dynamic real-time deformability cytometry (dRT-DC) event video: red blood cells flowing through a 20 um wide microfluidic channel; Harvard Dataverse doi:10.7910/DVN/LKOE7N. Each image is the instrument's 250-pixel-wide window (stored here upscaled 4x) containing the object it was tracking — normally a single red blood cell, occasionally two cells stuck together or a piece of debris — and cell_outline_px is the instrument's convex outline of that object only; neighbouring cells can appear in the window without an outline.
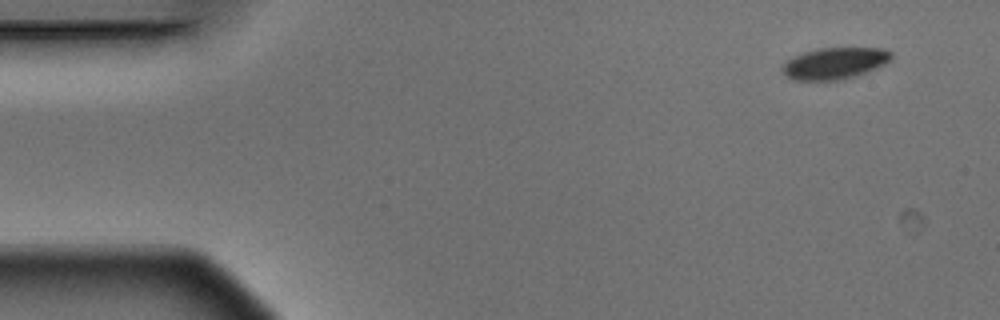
{"species": "Egyptian fruit bat (a non-hibernating species)", "species_latin": "Rousettus aegyptiacus", "temperature_condition": "warm", "stored_images_in_passage": 5, "camera_frame_rate_fps": 3000, "um_per_image_px": 0.085, "animal": {"sex": "male"}, "frame": {"image": 1, "passage_image": 1, "time_ms": 0.0, "image_size_px": [1000, 320], "cell_outline_px": [[892, 56], [884, 64], [876, 68], [852, 76], [836, 80], [796, 80], [788, 76], [780, 68], [792, 56], [804, 52], [820, 48], [884, 48], [892, 52]], "centroid_in_image_um": [70.94, 5.36], "position_along_channel_um": 14.1, "area_um2": 19.65}}
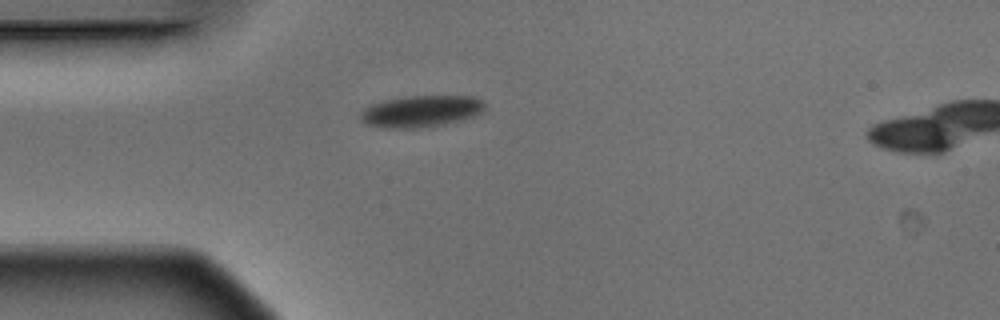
{"frame": {"image": 2, "passage_image": 4, "time_ms": 1.0, "image_size_px": [1000, 320], "cell_outline_px": [[484, 112], [476, 116], [444, 124], [424, 128], [380, 128], [368, 124], [360, 120], [360, 112], [364, 108], [372, 104], [388, 100], [412, 96], [472, 96], [484, 100]], "centroid_in_image_um": [35.82, 9.47], "position_along_channel_um": 49.2, "area_um2": 23.0}}